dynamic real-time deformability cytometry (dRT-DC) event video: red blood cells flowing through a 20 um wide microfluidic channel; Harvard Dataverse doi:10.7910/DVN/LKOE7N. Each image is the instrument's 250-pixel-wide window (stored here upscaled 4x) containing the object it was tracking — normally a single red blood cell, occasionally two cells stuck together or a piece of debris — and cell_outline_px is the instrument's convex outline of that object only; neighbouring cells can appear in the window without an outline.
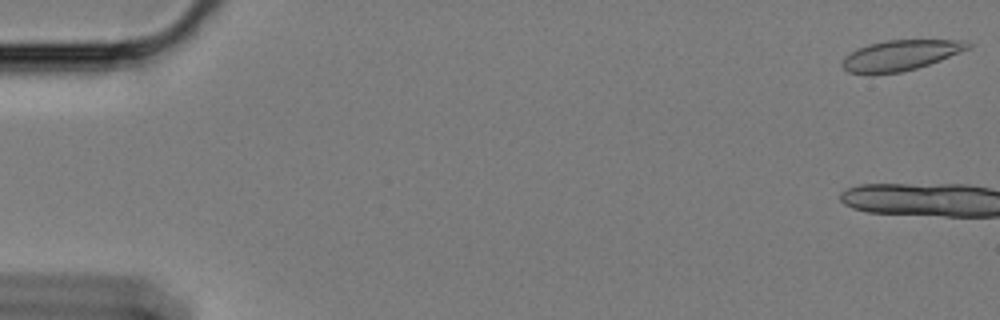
{"species": "Egyptian fruit bat (a non-hibernating species)", "species_latin": "Rousettus aegyptiacus", "temperature_condition": "cold", "stored_images_in_passage": 4, "camera_frame_rate_fps": 3000, "um_per_image_px": 0.085, "animal": {"sex": "female"}, "frame": {"image": 1, "passage_image": 1, "time_ms": 0.0, "image_size_px": [1000, 320], "cell_outline_px": [[972, 44], [968, 48], [940, 60], [916, 68], [900, 72], [872, 76], [848, 72], [840, 64], [844, 56], [856, 48], [868, 44], [888, 40], [964, 40]], "centroid_in_image_um": [76.44, 4.72], "position_along_channel_um": 8.6, "area_um2": 22.48}}